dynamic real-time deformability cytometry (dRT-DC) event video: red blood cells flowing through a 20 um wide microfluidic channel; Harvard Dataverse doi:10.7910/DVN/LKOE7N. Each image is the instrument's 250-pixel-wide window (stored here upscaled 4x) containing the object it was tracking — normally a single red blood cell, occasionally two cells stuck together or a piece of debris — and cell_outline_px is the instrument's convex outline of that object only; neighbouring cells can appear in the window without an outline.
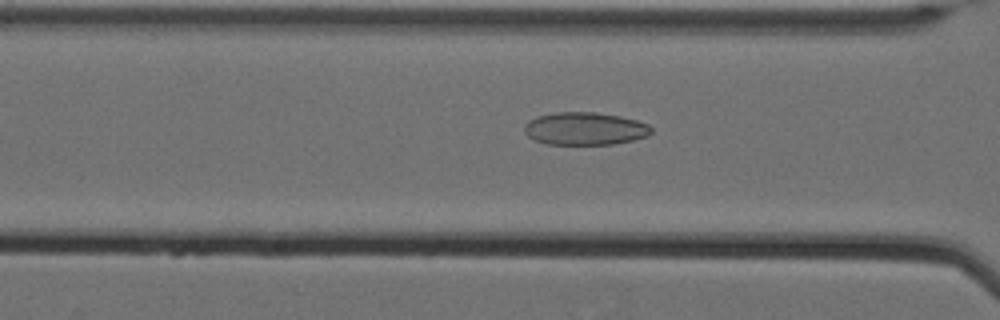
{"species": "Egyptian fruit bat (a non-hibernating species)", "species_latin": "Rousettus aegyptiacus", "temperature_condition": "cold", "stored_images_in_passage": 58, "camera_frame_rate_fps": 3000, "um_per_image_px": 0.085, "animal": {"sex": "female"}, "frame": {"image": 1, "passage_image": 26, "time_ms": 8.333, "image_size_px": [1000, 320], "cell_outline_px": [[652, 132], [648, 136], [632, 140], [612, 144], [548, 144], [536, 140], [528, 136], [524, 132], [524, 124], [528, 120], [536, 116], [556, 112], [592, 112], [620, 116], [636, 120], [648, 124], [652, 128]], "centroid_in_image_um": [49.7, 10.93], "position_along_channel_um": 116.9, "area_um2": 24.22}}
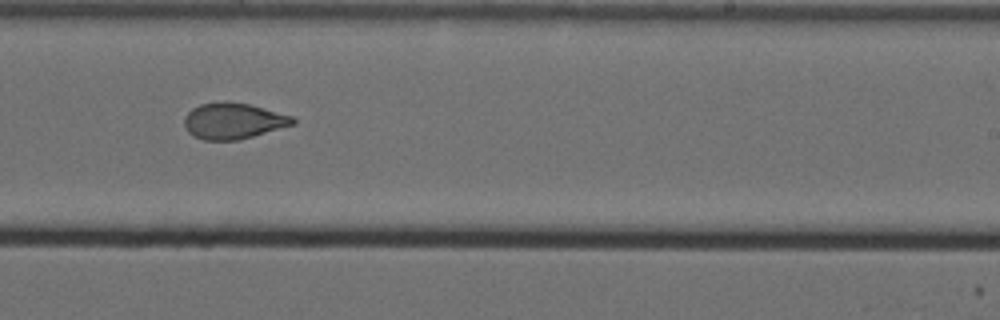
{"frame": {"image": 2, "passage_image": 39, "time_ms": 12.667, "image_size_px": [1000, 320], "cell_outline_px": [[296, 124], [252, 136], [236, 140], [204, 140], [192, 136], [188, 132], [184, 124], [184, 116], [192, 108], [200, 104], [224, 100], [248, 104], [292, 116], [296, 120]], "centroid_in_image_um": [19.79, 10.27], "position_along_channel_um": 269.2, "area_um2": 22.83}}
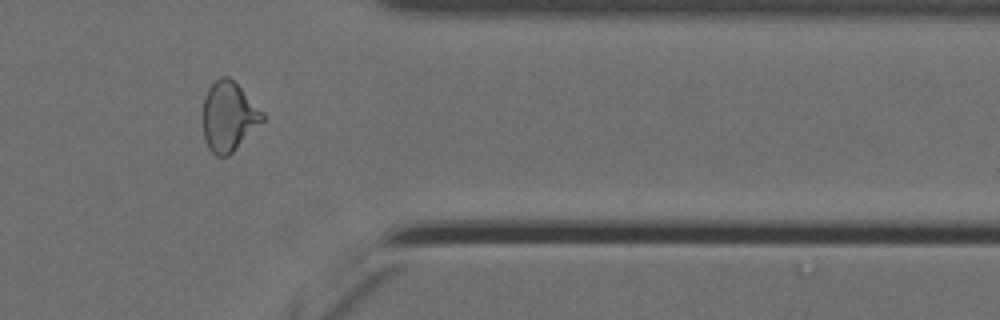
{"frame": {"image": 3, "passage_image": 50, "time_ms": 16.333, "image_size_px": [1000, 320], "cell_outline_px": [[264, 120], [228, 156], [216, 156], [208, 148], [204, 140], [200, 116], [204, 100], [208, 88], [220, 76], [228, 76], [264, 112]], "centroid_in_image_um": [19.38, 9.92], "position_along_channel_um": 392.0, "area_um2": 24.28}, "authors_computed_cell_mechanics": {"area_um2": 24.3916, "velocity_mm_per_s": 3.4957, "shape_relaxation_time_tau1_ms": null, "shape_relaxation_time_tau2_ms": 1.5306, "deformation_change_tau1": null, "deformation_change_tau2": 0.0708}}